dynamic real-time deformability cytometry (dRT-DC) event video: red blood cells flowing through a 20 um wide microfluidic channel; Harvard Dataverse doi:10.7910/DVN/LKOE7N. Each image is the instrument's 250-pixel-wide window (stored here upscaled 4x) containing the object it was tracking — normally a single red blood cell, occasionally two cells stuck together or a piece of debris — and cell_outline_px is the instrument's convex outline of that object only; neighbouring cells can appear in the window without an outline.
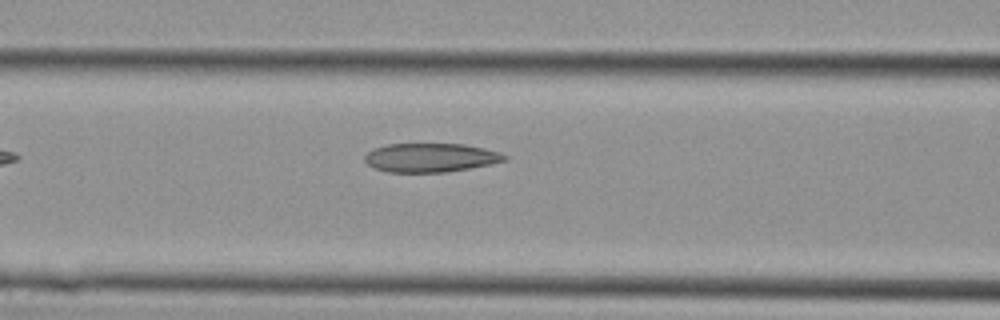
{"species": "Egyptian fruit bat (a non-hibernating species)", "species_latin": "Rousettus aegyptiacus", "temperature_condition": "cold", "stored_images_in_passage": 4, "camera_frame_rate_fps": 3000, "um_per_image_px": 0.085, "animal": {"sex": "female"}, "frame": {"image": 1, "passage_image": 4, "time_ms": 1.0, "image_size_px": [1000, 320], "cell_outline_px": [[508, 160], [492, 164], [448, 172], [388, 172], [376, 168], [368, 164], [364, 160], [364, 156], [372, 148], [388, 144], [464, 144], [484, 148], [500, 152], [508, 156]], "centroid_in_image_um": [36.63, 13.4], "position_along_channel_um": 130.0, "area_um2": 23.64}}